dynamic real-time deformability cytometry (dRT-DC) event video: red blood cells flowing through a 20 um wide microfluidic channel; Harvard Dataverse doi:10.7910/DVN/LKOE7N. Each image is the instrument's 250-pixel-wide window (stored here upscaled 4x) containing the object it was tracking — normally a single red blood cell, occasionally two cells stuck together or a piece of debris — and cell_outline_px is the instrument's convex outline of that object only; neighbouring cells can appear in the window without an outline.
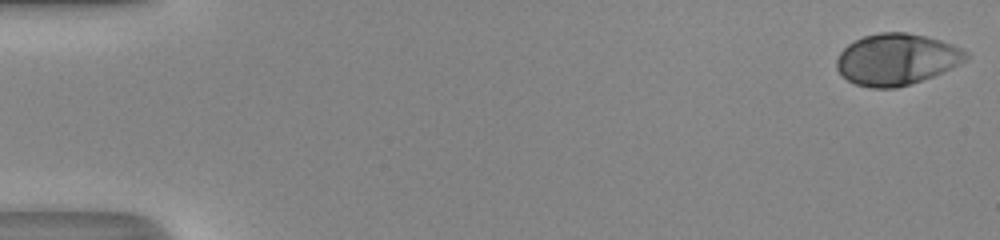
{"species": "human", "species_latin": "Homo sapiens", "temperature_condition": "room temperature", "stored_images_in_passage": 51, "camera_frame_rate_fps": 3000, "um_per_image_px": 0.085, "donor": {"sex": "male"}, "frame": {"image": 1, "passage_image": 1, "time_ms": 0.0, "image_size_px": [1000, 240], "cell_outline_px": [[968, 56], [964, 60], [952, 68], [932, 76], [896, 88], [872, 88], [856, 84], [848, 80], [836, 68], [836, 60], [840, 52], [848, 44], [864, 36], [880, 32], [908, 32], [940, 40], [952, 44], [968, 52]], "centroid_in_image_um": [76.19, 5.03], "position_along_channel_um": 8.8, "area_um2": 38.38}}
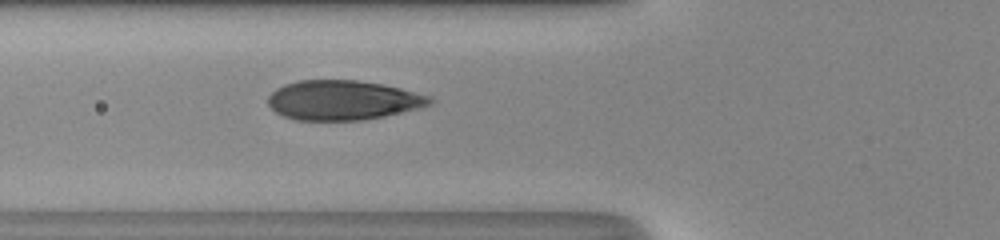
{"frame": {"image": 2, "passage_image": 20, "time_ms": 6.333, "image_size_px": [1000, 240], "cell_outline_px": [[436, 100], [432, 104], [420, 108], [384, 116], [360, 120], [296, 120], [284, 116], [276, 112], [268, 104], [268, 96], [276, 88], [284, 84], [296, 80], [356, 80], [380, 84], [400, 88], [432, 96]], "centroid_in_image_um": [29.16, 8.51], "position_along_channel_um": 96.6, "area_um2": 37.45}}
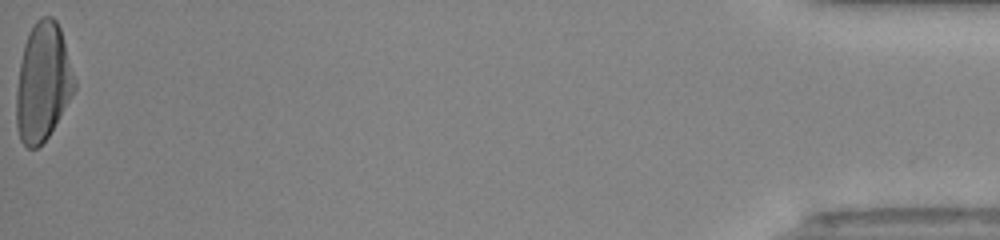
{"frame": {"image": 3, "passage_image": 51, "time_ms": 16.667, "image_size_px": [1000, 240], "cell_outline_px": [[76, 88], [48, 136], [36, 148], [28, 148], [20, 140], [16, 128], [16, 92], [20, 64], [24, 44], [28, 32], [36, 20], [40, 16], [52, 16], [56, 20], [60, 28], [76, 80]], "centroid_in_image_um": [3.63, 6.96], "position_along_channel_um": 431.6, "area_um2": 39.94}, "authors_computed_cell_mechanics": {"area_um2": 38.0902, "velocity_mm_per_s": 4.1915, "shape_relaxation_time_tau1_ms": 4.0992, "shape_relaxation_time_tau2_ms": null, "deformation_change_tau1": 0.2156, "deformation_change_tau2": null}}